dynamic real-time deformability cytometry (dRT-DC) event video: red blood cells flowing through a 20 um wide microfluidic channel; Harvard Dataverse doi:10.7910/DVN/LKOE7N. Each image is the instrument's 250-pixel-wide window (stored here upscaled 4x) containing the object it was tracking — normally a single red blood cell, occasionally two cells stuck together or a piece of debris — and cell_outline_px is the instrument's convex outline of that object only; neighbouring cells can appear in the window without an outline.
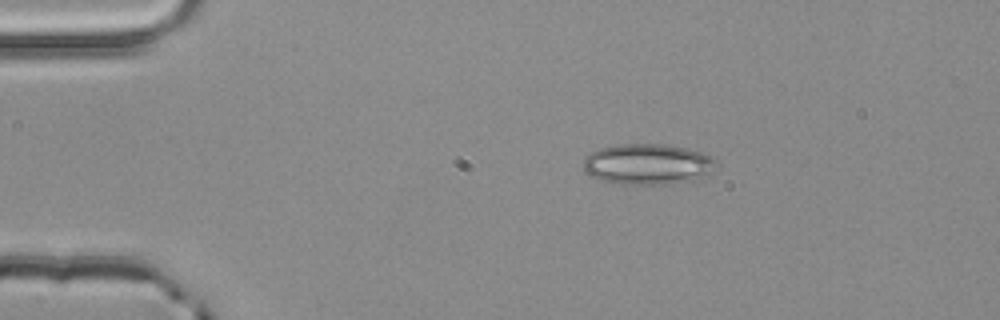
{"species": "common noctule bat (a hibernating species)", "species_latin": "Nyctalus noctula", "temperature_condition": "room temperature", "stored_images_in_passage": 2, "camera_frame_rate_fps": 3000, "um_per_image_px": 0.085, "animal": {"sex": "male", "body_mass_g": 20.4}, "frame": {"image": 1, "passage_image": 1, "time_ms": 0.0, "image_size_px": [1000, 320], "cell_outline_px": [[720, 164], [716, 168], [704, 176], [692, 180], [668, 184], [612, 184], [600, 180], [592, 176], [584, 168], [584, 156], [600, 148], [616, 144], [664, 144], [688, 148], [712, 156]], "centroid_in_image_um": [55.08, 13.95], "position_along_channel_um": 29.9, "area_um2": 31.85}}